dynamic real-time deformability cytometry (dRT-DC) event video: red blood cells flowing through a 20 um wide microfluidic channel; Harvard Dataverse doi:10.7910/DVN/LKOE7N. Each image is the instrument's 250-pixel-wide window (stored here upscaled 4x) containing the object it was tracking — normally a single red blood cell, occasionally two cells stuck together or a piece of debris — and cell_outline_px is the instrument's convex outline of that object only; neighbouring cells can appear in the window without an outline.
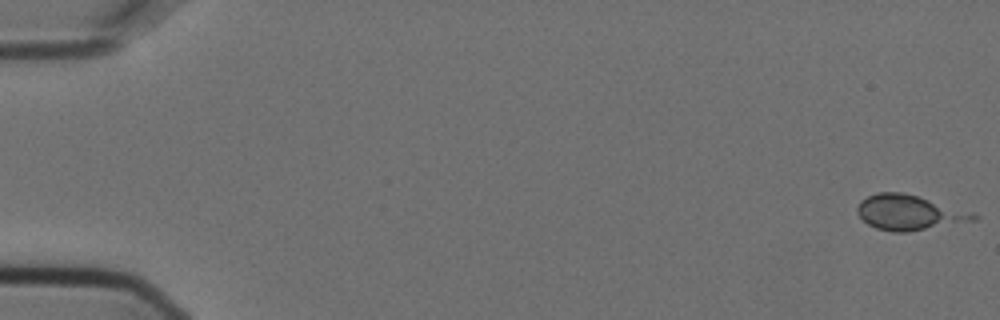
{"species": "Egyptian fruit bat (a non-hibernating species)", "species_latin": "Rousettus aegyptiacus", "temperature_condition": "cold", "stored_images_in_passage": 8, "camera_frame_rate_fps": 3000, "um_per_image_px": 0.085, "animal": {"sex": "female"}, "frame": {"image": 1, "passage_image": 1, "time_ms": 0.0, "image_size_px": [1000, 320], "cell_outline_px": [[980, 216], [976, 220], [904, 232], [892, 232], [876, 228], [868, 224], [856, 212], [856, 208], [860, 200], [876, 192], [900, 192], [916, 196], [972, 212]], "centroid_in_image_um": [77.23, 18.06], "position_along_channel_um": 7.8, "area_um2": 23.35}}